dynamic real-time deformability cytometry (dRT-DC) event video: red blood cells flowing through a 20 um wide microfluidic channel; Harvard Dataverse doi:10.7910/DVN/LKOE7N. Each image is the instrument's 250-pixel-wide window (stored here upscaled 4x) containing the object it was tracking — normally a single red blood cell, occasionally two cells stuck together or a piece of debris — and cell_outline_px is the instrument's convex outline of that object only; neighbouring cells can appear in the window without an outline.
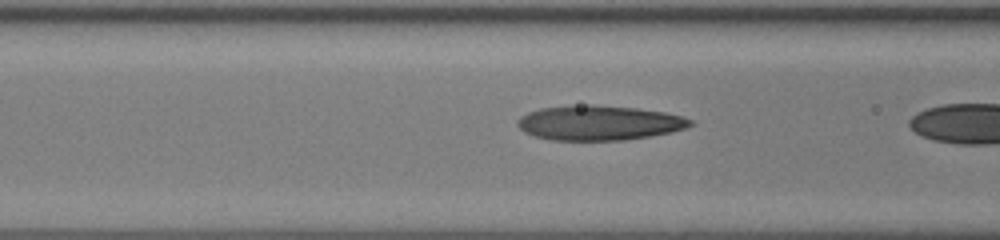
{"species": "human", "species_latin": "Homo sapiens", "temperature_condition": "room temperature", "stored_images_in_passage": 20, "camera_frame_rate_fps": 3000, "um_per_image_px": 0.085, "donor": {"sex": "female"}, "frame": {"image": 1, "passage_image": 19, "time_ms": 6.0, "image_size_px": [1000, 240], "cell_outline_px": [[696, 124], [672, 132], [624, 140], [552, 140], [536, 136], [524, 132], [516, 124], [516, 120], [520, 116], [528, 112], [540, 108], [588, 104], [592, 104], [636, 108], [664, 112], [680, 116], [692, 120]], "centroid_in_image_um": [50.9, 10.44], "position_along_channel_um": 115.7, "area_um2": 34.97}}